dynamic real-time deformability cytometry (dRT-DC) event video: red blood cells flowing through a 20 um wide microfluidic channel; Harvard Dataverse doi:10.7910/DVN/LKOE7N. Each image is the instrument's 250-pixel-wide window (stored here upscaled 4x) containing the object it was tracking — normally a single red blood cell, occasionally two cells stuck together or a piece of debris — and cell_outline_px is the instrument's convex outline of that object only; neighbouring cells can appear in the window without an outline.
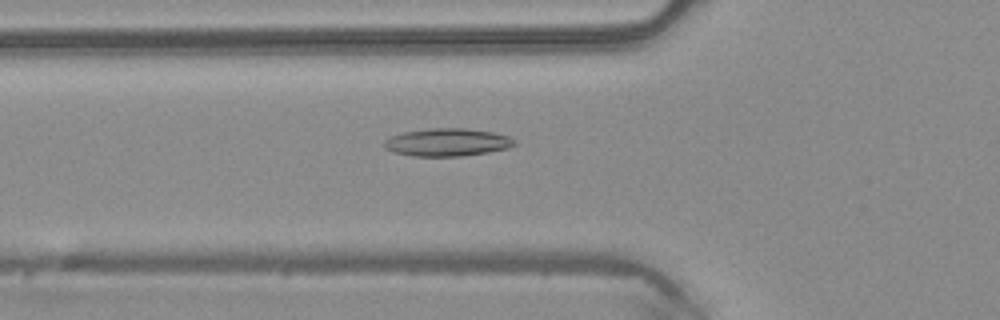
{"species": "common noctule bat (a hibernating species)", "species_latin": "Nyctalus noctula", "temperature_condition": "warm", "stored_images_in_passage": 48, "camera_frame_rate_fps": 3000, "um_per_image_px": 0.085, "animal": {"sex": "male", "body_mass_g": 20.4}, "frame": {"image": 1, "passage_image": 16, "time_ms": 5.0, "image_size_px": [1000, 320], "cell_outline_px": [[516, 144], [508, 148], [488, 152], [460, 156], [412, 156], [396, 152], [384, 148], [384, 140], [392, 136], [404, 132], [432, 128], [468, 128], [492, 132], [508, 136], [516, 140]], "centroid_in_image_um": [38.04, 12.09], "position_along_channel_um": 87.8, "area_um2": 20.98}}
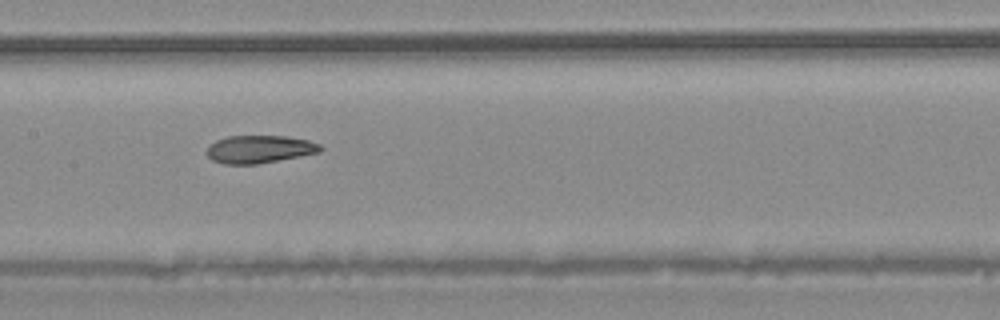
{"frame": {"image": 2, "passage_image": 23, "time_ms": 7.333, "image_size_px": [1000, 320], "cell_outline_px": [[324, 148], [320, 152], [300, 156], [256, 164], [224, 164], [212, 160], [208, 156], [208, 144], [216, 140], [228, 136], [288, 136], [308, 140], [320, 144]], "centroid_in_image_um": [22.06, 12.67], "position_along_channel_um": 185.3, "area_um2": 18.38}}
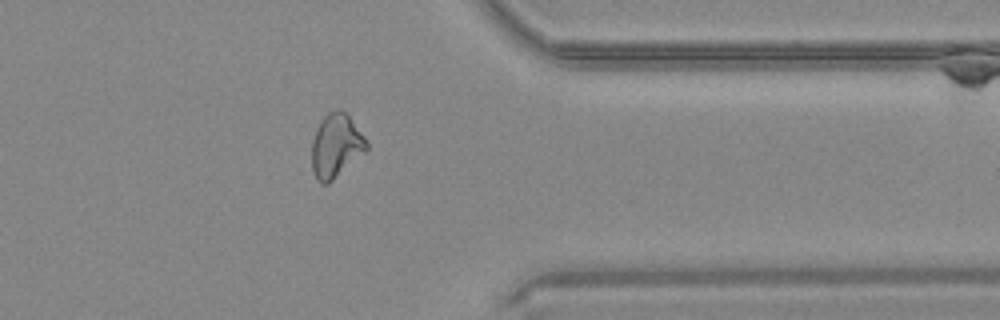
{"frame": {"image": 3, "passage_image": 38, "time_ms": 12.333, "image_size_px": [1000, 320], "cell_outline_px": [[368, 148], [364, 152], [328, 184], [320, 184], [316, 180], [312, 172], [312, 140], [316, 128], [320, 120], [328, 112], [336, 108], [340, 108], [348, 116], [368, 140]], "centroid_in_image_um": [28.53, 12.38], "position_along_channel_um": 382.9, "area_um2": 20.4}, "authors_computed_cell_mechanics": {"area_um2": 20.4323, "velocity_mm_per_s": 4.1502, "shape_relaxation_time_tau1_ms": null, "shape_relaxation_time_tau2_ms": 2.6115, "deformation_change_tau1": null, "deformation_change_tau2": 0.0998}}